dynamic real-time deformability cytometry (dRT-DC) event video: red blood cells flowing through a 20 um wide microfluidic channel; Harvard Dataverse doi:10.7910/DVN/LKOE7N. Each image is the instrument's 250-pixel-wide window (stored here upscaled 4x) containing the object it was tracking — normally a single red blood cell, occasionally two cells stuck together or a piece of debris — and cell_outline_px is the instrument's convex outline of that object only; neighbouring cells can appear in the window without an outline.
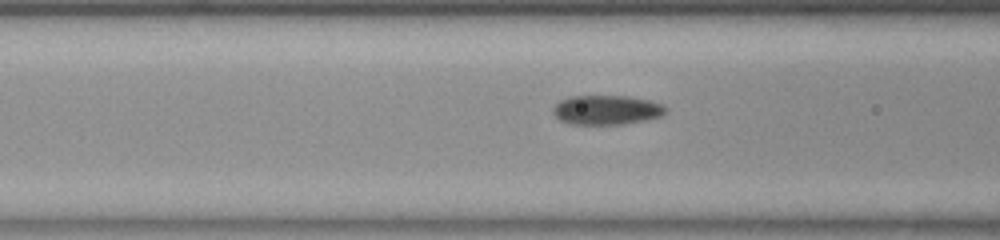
{"species": "common noctule bat (a hibernating species)", "species_latin": "Nyctalus noctula", "temperature_condition": "room temperature", "stored_images_in_passage": 14, "camera_frame_rate_fps": 3000, "um_per_image_px": 0.085, "animal": {"sex": "female", "body_mass_g": 23.0, "forearm_length_mm": 53.4}, "frame": {"image": 1, "passage_image": 12, "time_ms": 3.667, "image_size_px": [1000, 240], "cell_outline_px": [[668, 108], [660, 116], [624, 124], [572, 124], [560, 120], [552, 112], [552, 108], [560, 100], [568, 96], [628, 96], [648, 100], [660, 104]], "centroid_in_image_um": [51.51, 9.33], "position_along_channel_um": 115.1, "area_um2": 19.13}}